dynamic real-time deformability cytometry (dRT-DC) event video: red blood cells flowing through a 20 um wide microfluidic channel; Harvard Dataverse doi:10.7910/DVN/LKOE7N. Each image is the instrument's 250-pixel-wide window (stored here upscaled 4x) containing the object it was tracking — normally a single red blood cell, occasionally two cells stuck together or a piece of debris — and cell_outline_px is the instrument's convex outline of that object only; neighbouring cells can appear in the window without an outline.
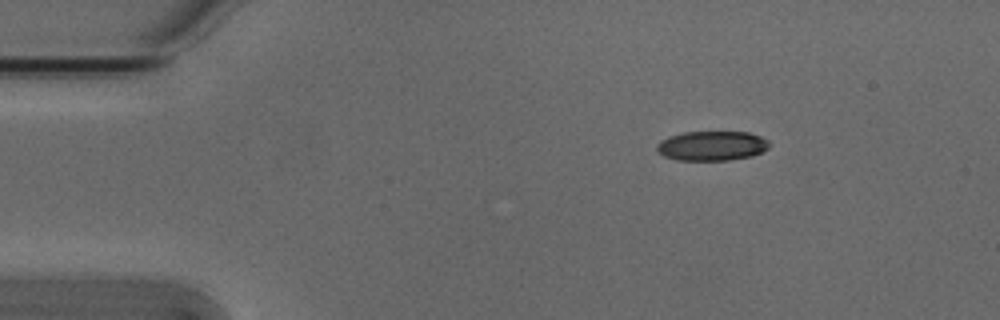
{"species": "Egyptian fruit bat (a non-hibernating species)", "species_latin": "Rousettus aegyptiacus", "temperature_condition": "cold", "stored_images_in_passage": 4, "segment_of_instrument_passage": [1, 2], "camera_frame_rate_fps": 3000, "um_per_image_px": 0.085, "animal": {"sex": "male"}, "frame": {"image": 1, "passage_image": 1, "time_ms": 0.0, "image_size_px": [1000, 320], "cell_outline_px": [[768, 148], [752, 156], [728, 160], [676, 160], [664, 156], [656, 148], [656, 144], [660, 140], [668, 136], [684, 132], [748, 132], [760, 136], [768, 140]], "centroid_in_image_um": [60.48, 12.39], "position_along_channel_um": 24.5, "area_um2": 19.36}}